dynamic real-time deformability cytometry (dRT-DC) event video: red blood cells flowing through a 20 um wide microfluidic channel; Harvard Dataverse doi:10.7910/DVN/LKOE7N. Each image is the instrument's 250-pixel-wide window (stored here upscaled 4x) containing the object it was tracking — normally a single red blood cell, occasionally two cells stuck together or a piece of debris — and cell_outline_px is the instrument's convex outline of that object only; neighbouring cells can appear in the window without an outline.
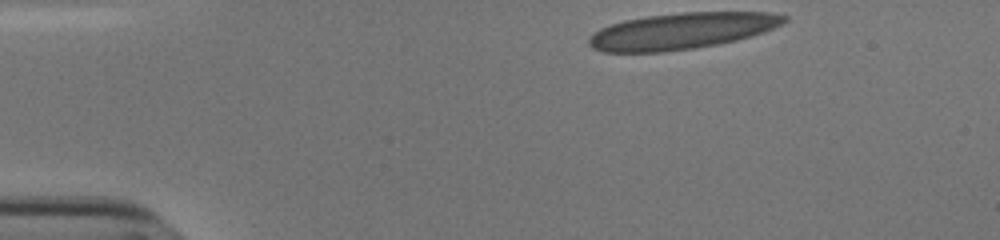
{"species": "human", "species_latin": "Homo sapiens", "temperature_condition": "cold", "stored_images_in_passage": 36, "camera_frame_rate_fps": 3000, "um_per_image_px": 0.085, "donor": {"sex": "male"}, "frame": {"image": 1, "passage_image": 1, "time_ms": 0.0, "image_size_px": [1000, 240], "cell_outline_px": [[788, 20], [764, 32], [752, 36], [736, 40], [696, 48], [664, 52], [604, 52], [592, 48], [588, 44], [588, 36], [600, 28], [624, 20], [648, 16], [684, 12], [772, 12], [788, 16]], "centroid_in_image_um": [57.93, 2.63], "position_along_channel_um": 27.1, "area_um2": 41.38}}
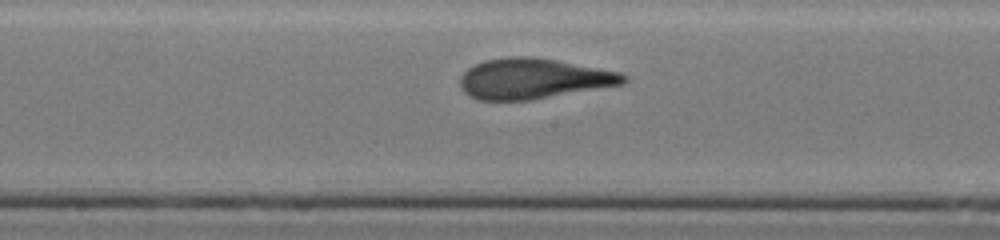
{"frame": {"image": 2, "passage_image": 21, "time_ms": 6.667, "image_size_px": [1000, 240], "cell_outline_px": [[628, 80], [624, 84], [532, 100], [480, 100], [464, 92], [460, 88], [460, 76], [468, 68], [484, 60], [512, 56], [532, 56], [556, 60], [620, 72], [628, 76]], "centroid_in_image_um": [45.35, 6.68], "position_along_channel_um": 202.9, "area_um2": 38.55}}
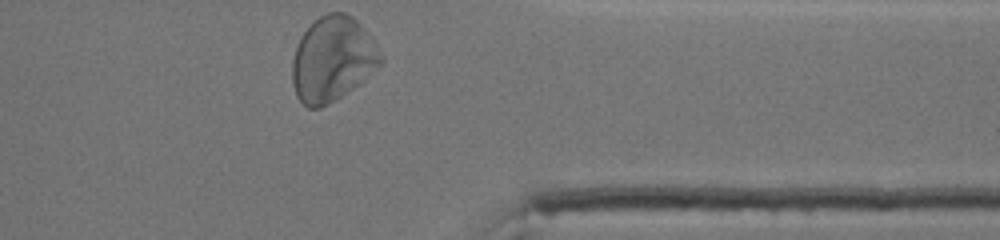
{"frame": {"image": 3, "passage_image": 36, "time_ms": 11.667, "image_size_px": [1000, 240], "cell_outline_px": [[384, 60], [380, 64], [352, 88], [328, 104], [320, 108], [308, 108], [296, 96], [292, 84], [292, 60], [296, 48], [304, 32], [320, 16], [328, 12], [344, 12], [352, 16], [368, 32], [376, 44]], "centroid_in_image_um": [28.25, 5.02], "position_along_channel_um": 383.2, "area_um2": 43.12}, "authors_computed_cell_mechanics": {"area_um2": 38.8705, "velocity_mm_per_s": 3.7805, "shape_relaxation_time_tau1_ms": 10.7931, "shape_relaxation_time_tau2_ms": null, "deformation_change_tau1": 0.3422, "deformation_change_tau2": null}}